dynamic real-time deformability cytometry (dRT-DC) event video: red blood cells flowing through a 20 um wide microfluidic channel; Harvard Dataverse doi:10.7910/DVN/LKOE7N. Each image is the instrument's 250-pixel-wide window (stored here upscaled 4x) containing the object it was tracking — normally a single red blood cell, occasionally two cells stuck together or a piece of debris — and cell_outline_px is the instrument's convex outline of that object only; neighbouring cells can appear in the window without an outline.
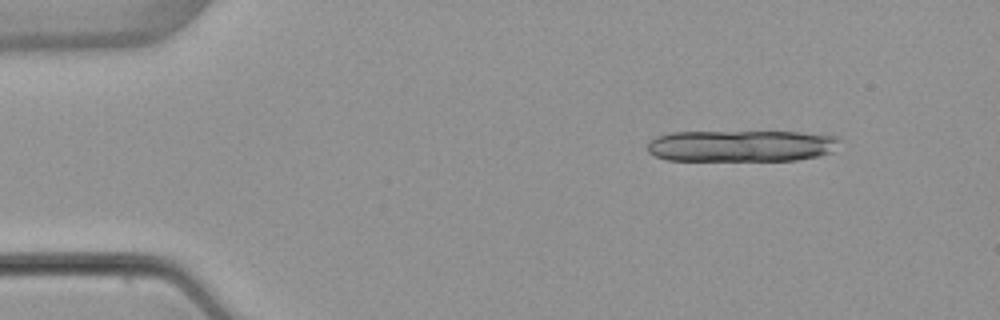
{"species": "common noctule bat (a hibernating species)", "species_latin": "Nyctalus noctula", "temperature_condition": "warm", "stored_images_in_passage": 6, "camera_frame_rate_fps": 3000, "um_per_image_px": 0.085, "animal": {"sex": "female", "body_mass_g": 22.7, "forearm_length_mm": 54.2}, "frame": {"image": 1, "passage_image": 1, "time_ms": 0.0, "image_size_px": [1000, 320], "cell_outline_px": [[840, 140], [832, 152], [820, 156], [796, 160], [668, 160], [656, 156], [648, 152], [648, 144], [656, 136], [668, 132], [800, 132], [836, 136]], "centroid_in_image_um": [63.01, 12.4], "position_along_channel_um": 22.0, "area_um2": 35.32}}
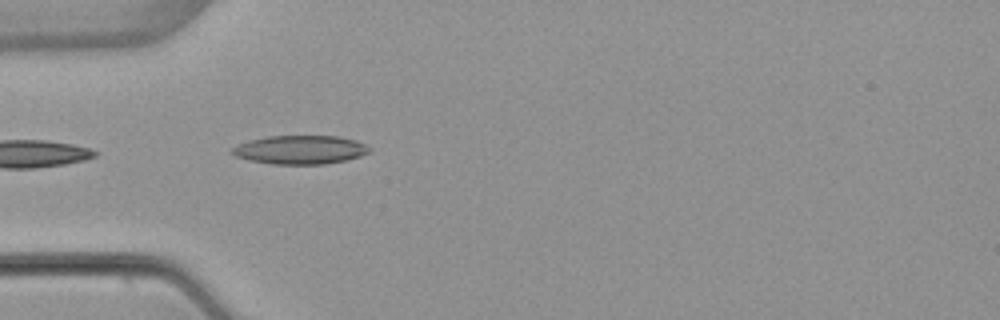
{"frame": {"image": 2, "passage_image": 3, "time_ms": 3.333, "image_size_px": [1000, 320], "cell_outline_px": [[372, 148], [368, 152], [360, 156], [344, 160], [324, 164], [272, 164], [248, 160], [236, 156], [228, 152], [228, 148], [236, 144], [248, 140], [268, 136], [340, 136], [356, 140]], "centroid_in_image_um": [25.44, 12.72], "position_along_channel_um": 59.6, "area_um2": 23.18}}